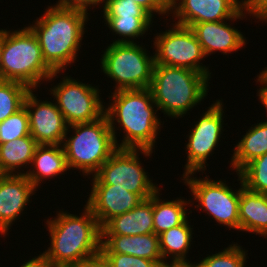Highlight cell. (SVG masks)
Segmentation results:
<instances>
[{
    "mask_svg": "<svg viewBox=\"0 0 267 267\" xmlns=\"http://www.w3.org/2000/svg\"><path fill=\"white\" fill-rule=\"evenodd\" d=\"M132 1V0H131ZM139 6L144 8L151 16L153 13L169 14L170 15V3L171 0H134ZM167 13V14H166Z\"/></svg>",
    "mask_w": 267,
    "mask_h": 267,
    "instance_id": "33",
    "label": "cell"
},
{
    "mask_svg": "<svg viewBox=\"0 0 267 267\" xmlns=\"http://www.w3.org/2000/svg\"><path fill=\"white\" fill-rule=\"evenodd\" d=\"M31 164L35 165L32 171L24 175L36 188L45 177L52 179L69 170L62 145H37Z\"/></svg>",
    "mask_w": 267,
    "mask_h": 267,
    "instance_id": "21",
    "label": "cell"
},
{
    "mask_svg": "<svg viewBox=\"0 0 267 267\" xmlns=\"http://www.w3.org/2000/svg\"><path fill=\"white\" fill-rule=\"evenodd\" d=\"M191 29L205 56L215 51H221L222 54L231 53L246 44L243 34L225 21L196 23Z\"/></svg>",
    "mask_w": 267,
    "mask_h": 267,
    "instance_id": "18",
    "label": "cell"
},
{
    "mask_svg": "<svg viewBox=\"0 0 267 267\" xmlns=\"http://www.w3.org/2000/svg\"><path fill=\"white\" fill-rule=\"evenodd\" d=\"M143 199L112 184H92L86 206L102 228L110 219L135 208Z\"/></svg>",
    "mask_w": 267,
    "mask_h": 267,
    "instance_id": "15",
    "label": "cell"
},
{
    "mask_svg": "<svg viewBox=\"0 0 267 267\" xmlns=\"http://www.w3.org/2000/svg\"><path fill=\"white\" fill-rule=\"evenodd\" d=\"M169 267H181V264H177V265H173V266H169Z\"/></svg>",
    "mask_w": 267,
    "mask_h": 267,
    "instance_id": "42",
    "label": "cell"
},
{
    "mask_svg": "<svg viewBox=\"0 0 267 267\" xmlns=\"http://www.w3.org/2000/svg\"><path fill=\"white\" fill-rule=\"evenodd\" d=\"M259 75L267 82V67Z\"/></svg>",
    "mask_w": 267,
    "mask_h": 267,
    "instance_id": "40",
    "label": "cell"
},
{
    "mask_svg": "<svg viewBox=\"0 0 267 267\" xmlns=\"http://www.w3.org/2000/svg\"><path fill=\"white\" fill-rule=\"evenodd\" d=\"M32 90L27 92L23 105L28 113L31 137L38 145H62L68 127L63 114L55 102H40Z\"/></svg>",
    "mask_w": 267,
    "mask_h": 267,
    "instance_id": "14",
    "label": "cell"
},
{
    "mask_svg": "<svg viewBox=\"0 0 267 267\" xmlns=\"http://www.w3.org/2000/svg\"><path fill=\"white\" fill-rule=\"evenodd\" d=\"M181 267H197L195 264H181Z\"/></svg>",
    "mask_w": 267,
    "mask_h": 267,
    "instance_id": "41",
    "label": "cell"
},
{
    "mask_svg": "<svg viewBox=\"0 0 267 267\" xmlns=\"http://www.w3.org/2000/svg\"><path fill=\"white\" fill-rule=\"evenodd\" d=\"M239 175L248 190L267 194V153L249 162Z\"/></svg>",
    "mask_w": 267,
    "mask_h": 267,
    "instance_id": "28",
    "label": "cell"
},
{
    "mask_svg": "<svg viewBox=\"0 0 267 267\" xmlns=\"http://www.w3.org/2000/svg\"><path fill=\"white\" fill-rule=\"evenodd\" d=\"M84 209L81 216L62 211L47 219L51 245L43 253L56 267H77L100 253L102 229L91 210Z\"/></svg>",
    "mask_w": 267,
    "mask_h": 267,
    "instance_id": "2",
    "label": "cell"
},
{
    "mask_svg": "<svg viewBox=\"0 0 267 267\" xmlns=\"http://www.w3.org/2000/svg\"><path fill=\"white\" fill-rule=\"evenodd\" d=\"M137 43H112L101 60L102 71L115 80V91L149 88L155 64L154 55Z\"/></svg>",
    "mask_w": 267,
    "mask_h": 267,
    "instance_id": "7",
    "label": "cell"
},
{
    "mask_svg": "<svg viewBox=\"0 0 267 267\" xmlns=\"http://www.w3.org/2000/svg\"><path fill=\"white\" fill-rule=\"evenodd\" d=\"M113 102L105 108L109 126L117 148L152 150L161 125L158 110L149 88L114 91ZM154 106V107H153ZM123 127L121 144L117 143L115 122Z\"/></svg>",
    "mask_w": 267,
    "mask_h": 267,
    "instance_id": "1",
    "label": "cell"
},
{
    "mask_svg": "<svg viewBox=\"0 0 267 267\" xmlns=\"http://www.w3.org/2000/svg\"><path fill=\"white\" fill-rule=\"evenodd\" d=\"M171 0L175 24L192 27L196 23L243 19L245 13L256 17L248 0ZM174 9V10H173ZM245 10V13L243 12ZM242 17V18H241Z\"/></svg>",
    "mask_w": 267,
    "mask_h": 267,
    "instance_id": "13",
    "label": "cell"
},
{
    "mask_svg": "<svg viewBox=\"0 0 267 267\" xmlns=\"http://www.w3.org/2000/svg\"><path fill=\"white\" fill-rule=\"evenodd\" d=\"M139 151L145 156L153 153L146 149L117 148L93 175L92 184H112L138 194L143 200L150 198L159 188L141 166Z\"/></svg>",
    "mask_w": 267,
    "mask_h": 267,
    "instance_id": "8",
    "label": "cell"
},
{
    "mask_svg": "<svg viewBox=\"0 0 267 267\" xmlns=\"http://www.w3.org/2000/svg\"><path fill=\"white\" fill-rule=\"evenodd\" d=\"M192 229L187 218L182 224L172 227L159 235V248L163 261L169 255L172 257L169 266L190 264V261L186 259V254L192 242Z\"/></svg>",
    "mask_w": 267,
    "mask_h": 267,
    "instance_id": "23",
    "label": "cell"
},
{
    "mask_svg": "<svg viewBox=\"0 0 267 267\" xmlns=\"http://www.w3.org/2000/svg\"><path fill=\"white\" fill-rule=\"evenodd\" d=\"M209 79L191 69L154 64L149 90L158 110L178 118L206 97Z\"/></svg>",
    "mask_w": 267,
    "mask_h": 267,
    "instance_id": "4",
    "label": "cell"
},
{
    "mask_svg": "<svg viewBox=\"0 0 267 267\" xmlns=\"http://www.w3.org/2000/svg\"><path fill=\"white\" fill-rule=\"evenodd\" d=\"M112 267H161L157 262L120 253H102Z\"/></svg>",
    "mask_w": 267,
    "mask_h": 267,
    "instance_id": "32",
    "label": "cell"
},
{
    "mask_svg": "<svg viewBox=\"0 0 267 267\" xmlns=\"http://www.w3.org/2000/svg\"><path fill=\"white\" fill-rule=\"evenodd\" d=\"M101 253H120L145 258L157 262L161 267H169L163 261L159 248V235H102Z\"/></svg>",
    "mask_w": 267,
    "mask_h": 267,
    "instance_id": "17",
    "label": "cell"
},
{
    "mask_svg": "<svg viewBox=\"0 0 267 267\" xmlns=\"http://www.w3.org/2000/svg\"><path fill=\"white\" fill-rule=\"evenodd\" d=\"M217 100L202 114L188 135L187 163L184 175L206 170V159L217 147L223 129V105Z\"/></svg>",
    "mask_w": 267,
    "mask_h": 267,
    "instance_id": "12",
    "label": "cell"
},
{
    "mask_svg": "<svg viewBox=\"0 0 267 267\" xmlns=\"http://www.w3.org/2000/svg\"><path fill=\"white\" fill-rule=\"evenodd\" d=\"M102 235H145L154 233L153 195L135 208L110 219L102 228Z\"/></svg>",
    "mask_w": 267,
    "mask_h": 267,
    "instance_id": "19",
    "label": "cell"
},
{
    "mask_svg": "<svg viewBox=\"0 0 267 267\" xmlns=\"http://www.w3.org/2000/svg\"><path fill=\"white\" fill-rule=\"evenodd\" d=\"M36 187L22 174L0 175V232L6 235L11 224L17 219Z\"/></svg>",
    "mask_w": 267,
    "mask_h": 267,
    "instance_id": "16",
    "label": "cell"
},
{
    "mask_svg": "<svg viewBox=\"0 0 267 267\" xmlns=\"http://www.w3.org/2000/svg\"><path fill=\"white\" fill-rule=\"evenodd\" d=\"M1 63L3 80L19 82L33 90L41 80H51L59 73L44 61L38 39L29 27L13 32L2 29Z\"/></svg>",
    "mask_w": 267,
    "mask_h": 267,
    "instance_id": "5",
    "label": "cell"
},
{
    "mask_svg": "<svg viewBox=\"0 0 267 267\" xmlns=\"http://www.w3.org/2000/svg\"><path fill=\"white\" fill-rule=\"evenodd\" d=\"M257 82H260L262 87H260L257 96H259V99L263 106H265L267 110V82L260 76H257Z\"/></svg>",
    "mask_w": 267,
    "mask_h": 267,
    "instance_id": "38",
    "label": "cell"
},
{
    "mask_svg": "<svg viewBox=\"0 0 267 267\" xmlns=\"http://www.w3.org/2000/svg\"><path fill=\"white\" fill-rule=\"evenodd\" d=\"M19 267H56L47 256L42 253Z\"/></svg>",
    "mask_w": 267,
    "mask_h": 267,
    "instance_id": "37",
    "label": "cell"
},
{
    "mask_svg": "<svg viewBox=\"0 0 267 267\" xmlns=\"http://www.w3.org/2000/svg\"><path fill=\"white\" fill-rule=\"evenodd\" d=\"M37 145L31 135L0 144V173L22 174L16 170L31 164Z\"/></svg>",
    "mask_w": 267,
    "mask_h": 267,
    "instance_id": "24",
    "label": "cell"
},
{
    "mask_svg": "<svg viewBox=\"0 0 267 267\" xmlns=\"http://www.w3.org/2000/svg\"><path fill=\"white\" fill-rule=\"evenodd\" d=\"M30 135L29 117L23 106L0 123V144Z\"/></svg>",
    "mask_w": 267,
    "mask_h": 267,
    "instance_id": "30",
    "label": "cell"
},
{
    "mask_svg": "<svg viewBox=\"0 0 267 267\" xmlns=\"http://www.w3.org/2000/svg\"><path fill=\"white\" fill-rule=\"evenodd\" d=\"M29 90L26 85L19 82L0 81V123L23 107Z\"/></svg>",
    "mask_w": 267,
    "mask_h": 267,
    "instance_id": "27",
    "label": "cell"
},
{
    "mask_svg": "<svg viewBox=\"0 0 267 267\" xmlns=\"http://www.w3.org/2000/svg\"><path fill=\"white\" fill-rule=\"evenodd\" d=\"M103 17L152 18V16L134 0H105Z\"/></svg>",
    "mask_w": 267,
    "mask_h": 267,
    "instance_id": "31",
    "label": "cell"
},
{
    "mask_svg": "<svg viewBox=\"0 0 267 267\" xmlns=\"http://www.w3.org/2000/svg\"><path fill=\"white\" fill-rule=\"evenodd\" d=\"M70 127L75 135L68 138ZM62 147L69 169H80L85 176L95 174L117 149L105 114L93 122L69 125Z\"/></svg>",
    "mask_w": 267,
    "mask_h": 267,
    "instance_id": "6",
    "label": "cell"
},
{
    "mask_svg": "<svg viewBox=\"0 0 267 267\" xmlns=\"http://www.w3.org/2000/svg\"><path fill=\"white\" fill-rule=\"evenodd\" d=\"M77 267H112L108 259L100 252L88 259Z\"/></svg>",
    "mask_w": 267,
    "mask_h": 267,
    "instance_id": "36",
    "label": "cell"
},
{
    "mask_svg": "<svg viewBox=\"0 0 267 267\" xmlns=\"http://www.w3.org/2000/svg\"><path fill=\"white\" fill-rule=\"evenodd\" d=\"M45 12L28 27L38 39L44 61L60 72L76 60L88 13L58 6H48Z\"/></svg>",
    "mask_w": 267,
    "mask_h": 267,
    "instance_id": "3",
    "label": "cell"
},
{
    "mask_svg": "<svg viewBox=\"0 0 267 267\" xmlns=\"http://www.w3.org/2000/svg\"><path fill=\"white\" fill-rule=\"evenodd\" d=\"M246 252L240 245L233 244L224 248L222 252L207 256L195 265L197 267H245Z\"/></svg>",
    "mask_w": 267,
    "mask_h": 267,
    "instance_id": "29",
    "label": "cell"
},
{
    "mask_svg": "<svg viewBox=\"0 0 267 267\" xmlns=\"http://www.w3.org/2000/svg\"><path fill=\"white\" fill-rule=\"evenodd\" d=\"M1 55H2V29L0 30V81H4L2 76Z\"/></svg>",
    "mask_w": 267,
    "mask_h": 267,
    "instance_id": "39",
    "label": "cell"
},
{
    "mask_svg": "<svg viewBox=\"0 0 267 267\" xmlns=\"http://www.w3.org/2000/svg\"><path fill=\"white\" fill-rule=\"evenodd\" d=\"M105 24L108 25L109 29L115 34L122 36L121 38L113 43H134L136 37L142 36L150 28L152 18H122V17H104ZM131 38V40H130Z\"/></svg>",
    "mask_w": 267,
    "mask_h": 267,
    "instance_id": "26",
    "label": "cell"
},
{
    "mask_svg": "<svg viewBox=\"0 0 267 267\" xmlns=\"http://www.w3.org/2000/svg\"><path fill=\"white\" fill-rule=\"evenodd\" d=\"M105 0H59L55 6L65 9H76L87 13L88 7L104 3Z\"/></svg>",
    "mask_w": 267,
    "mask_h": 267,
    "instance_id": "34",
    "label": "cell"
},
{
    "mask_svg": "<svg viewBox=\"0 0 267 267\" xmlns=\"http://www.w3.org/2000/svg\"><path fill=\"white\" fill-rule=\"evenodd\" d=\"M159 189L153 194V225L154 233L160 235L172 227L182 224L188 217L186 205L192 201L182 198L172 201H162L159 198Z\"/></svg>",
    "mask_w": 267,
    "mask_h": 267,
    "instance_id": "25",
    "label": "cell"
},
{
    "mask_svg": "<svg viewBox=\"0 0 267 267\" xmlns=\"http://www.w3.org/2000/svg\"><path fill=\"white\" fill-rule=\"evenodd\" d=\"M248 3L256 18L267 22V0H248Z\"/></svg>",
    "mask_w": 267,
    "mask_h": 267,
    "instance_id": "35",
    "label": "cell"
},
{
    "mask_svg": "<svg viewBox=\"0 0 267 267\" xmlns=\"http://www.w3.org/2000/svg\"><path fill=\"white\" fill-rule=\"evenodd\" d=\"M241 183L239 201L240 230L253 232L267 238V194L248 190L237 173Z\"/></svg>",
    "mask_w": 267,
    "mask_h": 267,
    "instance_id": "20",
    "label": "cell"
},
{
    "mask_svg": "<svg viewBox=\"0 0 267 267\" xmlns=\"http://www.w3.org/2000/svg\"><path fill=\"white\" fill-rule=\"evenodd\" d=\"M96 87L66 76L51 88L50 92L56 99L57 108L68 126L93 122L104 115L105 107L99 96L100 90Z\"/></svg>",
    "mask_w": 267,
    "mask_h": 267,
    "instance_id": "11",
    "label": "cell"
},
{
    "mask_svg": "<svg viewBox=\"0 0 267 267\" xmlns=\"http://www.w3.org/2000/svg\"><path fill=\"white\" fill-rule=\"evenodd\" d=\"M172 27L154 38L155 64L191 69L210 78L209 69L200 65L206 56L193 30L174 23Z\"/></svg>",
    "mask_w": 267,
    "mask_h": 267,
    "instance_id": "10",
    "label": "cell"
},
{
    "mask_svg": "<svg viewBox=\"0 0 267 267\" xmlns=\"http://www.w3.org/2000/svg\"><path fill=\"white\" fill-rule=\"evenodd\" d=\"M235 146L231 167L239 173L249 162L267 153V121L251 127Z\"/></svg>",
    "mask_w": 267,
    "mask_h": 267,
    "instance_id": "22",
    "label": "cell"
},
{
    "mask_svg": "<svg viewBox=\"0 0 267 267\" xmlns=\"http://www.w3.org/2000/svg\"><path fill=\"white\" fill-rule=\"evenodd\" d=\"M193 174L183 175L182 180L190 188L194 200L199 202L195 207L201 206L199 209L207 211L217 223L240 231V188L234 191L227 186L226 181L210 180L207 175L197 179L192 177Z\"/></svg>",
    "mask_w": 267,
    "mask_h": 267,
    "instance_id": "9",
    "label": "cell"
}]
</instances>
